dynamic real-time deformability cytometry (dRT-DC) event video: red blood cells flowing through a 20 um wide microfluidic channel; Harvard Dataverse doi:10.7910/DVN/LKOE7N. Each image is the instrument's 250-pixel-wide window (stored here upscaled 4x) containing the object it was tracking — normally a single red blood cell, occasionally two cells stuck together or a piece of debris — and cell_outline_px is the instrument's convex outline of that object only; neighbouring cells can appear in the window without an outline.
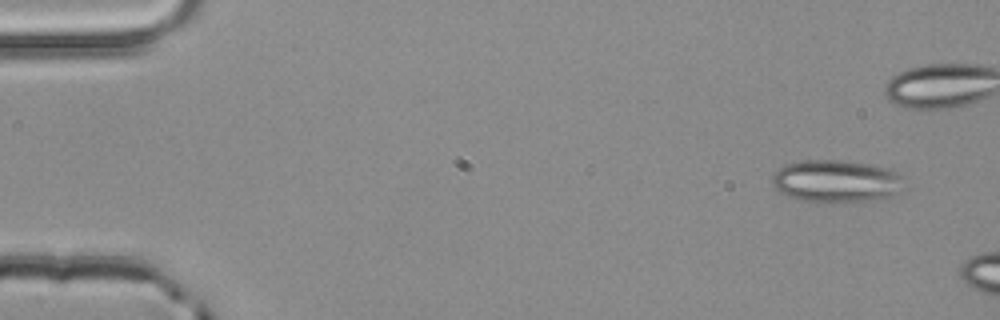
{"species": "common noctule bat (a hibernating species)", "species_latin": "Nyctalus noctula", "temperature_condition": "room temperature", "stored_images_in_passage": 3, "camera_frame_rate_fps": 3000, "um_per_image_px": 0.085, "animal": {"sex": "male", "body_mass_g": 20.4}, "frame": {"image": 1, "passage_image": 1, "time_ms": 0.0, "image_size_px": [1000, 320], "cell_outline_px": [[904, 188], [900, 192], [888, 196], [872, 200], [832, 204], [800, 200], [780, 192], [772, 184], [772, 176], [784, 164], [800, 160], [840, 160], [872, 164], [892, 168], [900, 172], [904, 176]], "centroid_in_image_um": [71.14, 15.4], "position_along_channel_um": 13.9, "area_um2": 33.47}}